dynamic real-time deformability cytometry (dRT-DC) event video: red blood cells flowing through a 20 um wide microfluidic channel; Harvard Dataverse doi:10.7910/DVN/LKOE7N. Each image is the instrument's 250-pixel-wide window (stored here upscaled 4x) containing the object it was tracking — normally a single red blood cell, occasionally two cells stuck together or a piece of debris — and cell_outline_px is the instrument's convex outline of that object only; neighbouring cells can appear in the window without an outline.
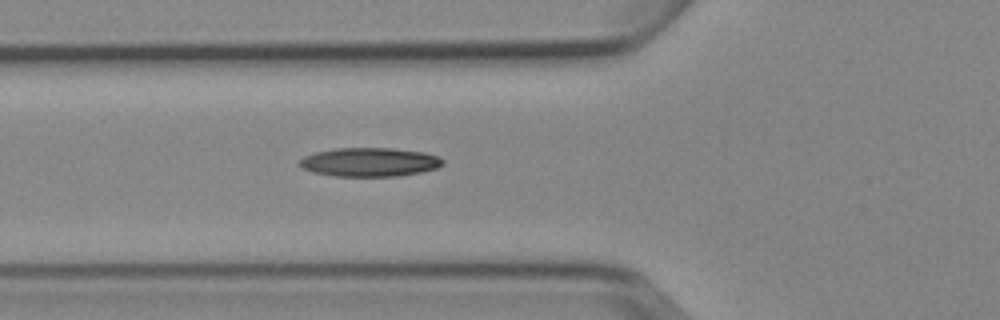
{"species": "Egyptian fruit bat (a non-hibernating species)", "species_latin": "Rousettus aegyptiacus", "temperature_condition": "cold", "stored_images_in_passage": 6, "camera_frame_rate_fps": 3000, "um_per_image_px": 0.085, "animal": {"sex": "female"}, "frame": {"image": 1, "passage_image": 6, "time_ms": 6.667, "image_size_px": [1000, 320], "cell_outline_px": [[444, 164], [436, 168], [420, 172], [400, 176], [332, 176], [312, 172], [300, 168], [300, 160], [304, 156], [316, 152], [336, 148], [392, 148], [424, 152], [440, 156], [444, 160]], "centroid_in_image_um": [31.43, 13.78], "position_along_channel_um": 94.4, "area_um2": 24.22}}